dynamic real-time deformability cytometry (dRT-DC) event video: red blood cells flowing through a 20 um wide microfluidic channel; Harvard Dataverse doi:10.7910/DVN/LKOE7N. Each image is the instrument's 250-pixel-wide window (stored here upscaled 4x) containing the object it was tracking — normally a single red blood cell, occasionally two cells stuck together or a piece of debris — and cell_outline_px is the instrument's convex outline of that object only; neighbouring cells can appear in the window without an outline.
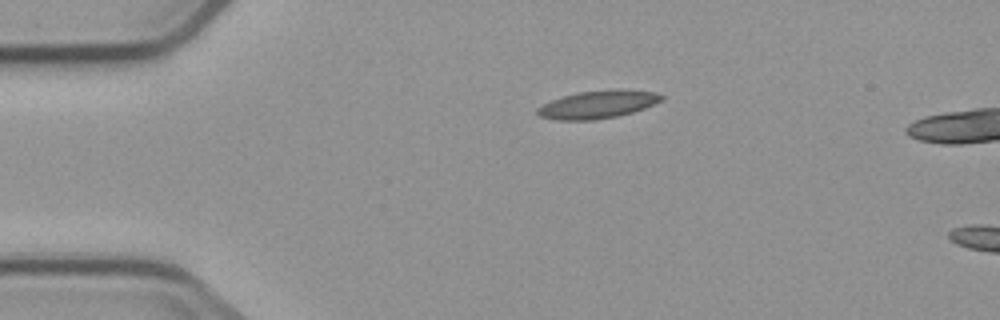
{"species": "common noctule bat (a hibernating species)", "species_latin": "Nyctalus noctula", "temperature_condition": "cold", "stored_images_in_passage": 2, "camera_frame_rate_fps": 3000, "um_per_image_px": 0.085, "animal": {"sex": "male", "body_mass_g": 23.1, "forearm_length_mm": 52.7}, "frame": {"image": 1, "passage_image": 1, "time_ms": 0.0, "image_size_px": [1000, 320], "cell_outline_px": [[664, 96], [660, 100], [644, 108], [632, 112], [616, 116], [592, 120], [560, 120], [540, 116], [536, 112], [536, 108], [552, 100], [576, 92], [616, 88], [620, 88], [652, 92]], "centroid_in_image_um": [50.79, 8.86], "position_along_channel_um": 34.2, "area_um2": 19.94}}